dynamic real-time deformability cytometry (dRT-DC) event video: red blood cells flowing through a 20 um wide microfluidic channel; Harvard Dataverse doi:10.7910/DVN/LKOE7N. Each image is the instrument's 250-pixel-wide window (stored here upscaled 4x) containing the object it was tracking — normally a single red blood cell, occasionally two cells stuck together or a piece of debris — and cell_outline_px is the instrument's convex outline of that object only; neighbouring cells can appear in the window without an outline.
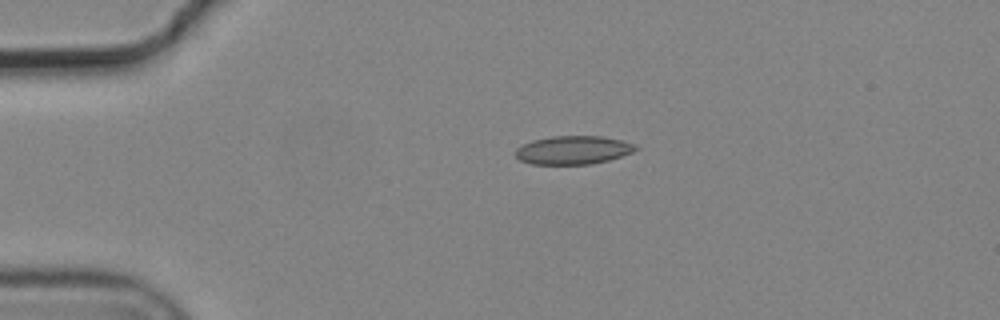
{"species": "common noctule bat (a hibernating species)", "species_latin": "Nyctalus noctula", "temperature_condition": "cold", "stored_images_in_passage": 4, "camera_frame_rate_fps": 3000, "um_per_image_px": 0.085, "animal": {"sex": "male", "body_mass_g": 19.2, "forearm_length_mm": 51.8}, "frame": {"image": 1, "passage_image": 3, "time_ms": 0.667, "image_size_px": [1000, 320], "cell_outline_px": [[640, 148], [632, 152], [608, 160], [592, 164], [532, 164], [520, 160], [512, 152], [516, 148], [532, 140], [552, 136], [600, 136], [620, 140], [636, 144]], "centroid_in_image_um": [48.7, 12.75], "position_along_channel_um": 36.3, "area_um2": 19.94}}